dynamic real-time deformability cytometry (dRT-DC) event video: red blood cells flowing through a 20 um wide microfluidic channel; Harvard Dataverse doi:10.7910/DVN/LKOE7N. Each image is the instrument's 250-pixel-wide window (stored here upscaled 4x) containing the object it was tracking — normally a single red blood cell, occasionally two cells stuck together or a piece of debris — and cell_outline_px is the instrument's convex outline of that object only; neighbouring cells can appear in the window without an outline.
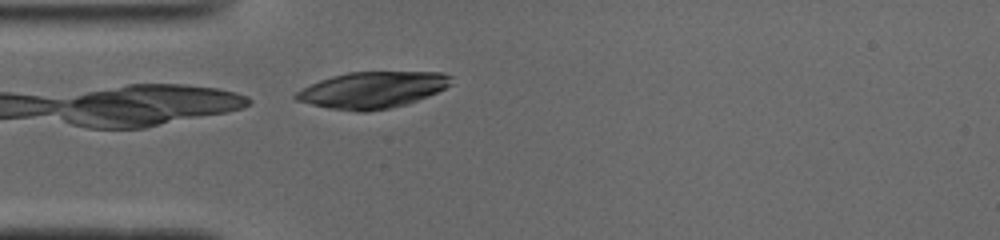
{"species": "common noctule bat (a hibernating species)", "species_latin": "Nyctalus noctula", "temperature_condition": "cold", "stored_images_in_passage": 8, "camera_frame_rate_fps": 3000, "um_per_image_px": 0.085, "animal": {"sex": "male", "body_mass_g": 19.0, "forearm_length_mm": 50.8}, "frame": {"image": 1, "passage_image": 8, "time_ms": 2.333, "image_size_px": [1000, 240], "cell_outline_px": [[452, 84], [428, 96], [408, 104], [368, 112], [356, 112], [328, 108], [296, 100], [292, 96], [296, 92], [320, 80], [332, 76], [348, 72], [444, 72], [452, 76]], "centroid_in_image_um": [31.68, 7.65], "position_along_channel_um": 53.3, "area_um2": 32.95}}